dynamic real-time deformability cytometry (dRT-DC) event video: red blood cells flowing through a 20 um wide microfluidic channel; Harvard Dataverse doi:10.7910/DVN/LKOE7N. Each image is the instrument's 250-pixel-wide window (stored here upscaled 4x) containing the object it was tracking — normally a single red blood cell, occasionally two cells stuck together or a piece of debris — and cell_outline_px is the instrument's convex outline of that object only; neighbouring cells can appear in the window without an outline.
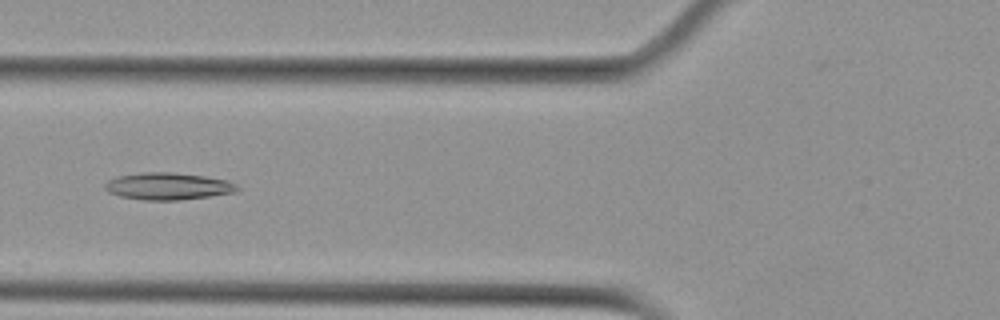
{"species": "Egyptian fruit bat (a non-hibernating species)", "species_latin": "Rousettus aegyptiacus", "temperature_condition": "cold", "stored_images_in_passage": 5, "camera_frame_rate_fps": 3000, "um_per_image_px": 0.085, "animal": {"sex": "female"}, "frame": {"image": 1, "passage_image": 5, "time_ms": 4.667, "image_size_px": [1000, 320], "cell_outline_px": [[240, 188], [236, 192], [208, 196], [176, 200], [144, 200], [120, 196], [108, 192], [104, 188], [104, 184], [108, 180], [116, 176], [144, 172], [172, 172], [204, 176], [228, 180], [236, 184]], "centroid_in_image_um": [14.26, 15.82], "position_along_channel_um": 111.5, "area_um2": 20.87}}